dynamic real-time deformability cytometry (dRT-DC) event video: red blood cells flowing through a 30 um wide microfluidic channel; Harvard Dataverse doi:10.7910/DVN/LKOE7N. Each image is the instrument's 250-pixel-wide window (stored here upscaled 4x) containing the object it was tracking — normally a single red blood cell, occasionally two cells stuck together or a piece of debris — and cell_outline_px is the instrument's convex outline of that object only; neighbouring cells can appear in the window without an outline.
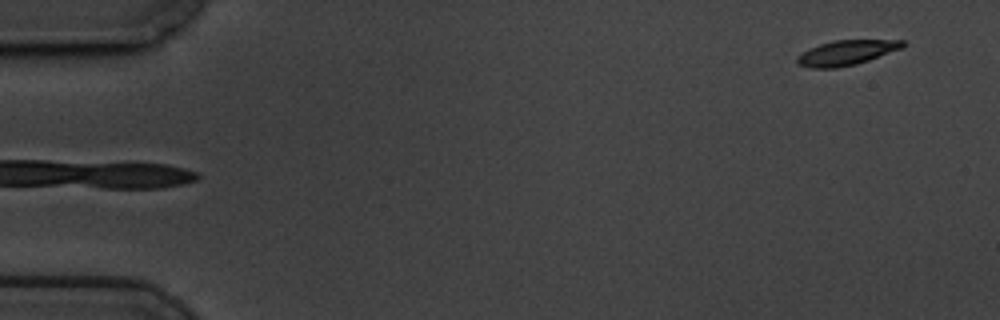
{"species": "common noctule bat (a hibernating species)", "species_latin": "Nyctalus noctula", "temperature_condition": "cold", "stored_images_in_passage": 6, "segment_of_instrument_passage": [2, 2], "camera_frame_rate_fps": 3000, "um_per_image_px": 0.085, "animal": {"sex": "male", "body_mass_g": 19.5, "forearm_length_mm": 54.6}, "frame": {"image": 1, "passage_image": 6, "time_ms": 1.667, "image_size_px": [1000, 320], "cell_outline_px": [[908, 44], [900, 48], [868, 60], [856, 64], [836, 68], [808, 68], [796, 64], [796, 56], [808, 48], [820, 44], [836, 40], [908, 40]], "centroid_in_image_um": [71.9, 4.48], "position_along_channel_um": 13.1, "area_um2": 15.37}}